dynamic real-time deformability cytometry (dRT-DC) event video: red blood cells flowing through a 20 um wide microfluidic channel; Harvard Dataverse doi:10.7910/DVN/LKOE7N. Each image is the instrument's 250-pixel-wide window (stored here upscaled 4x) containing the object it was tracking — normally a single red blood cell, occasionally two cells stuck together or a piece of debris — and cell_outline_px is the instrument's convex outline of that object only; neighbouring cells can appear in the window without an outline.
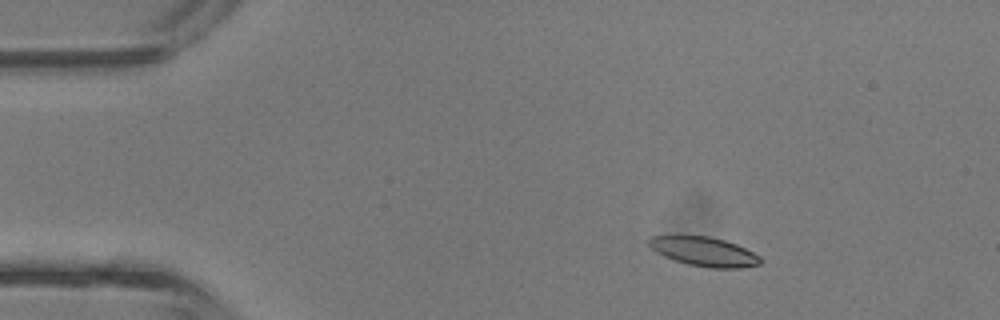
{"species": "common noctule bat (a hibernating species)", "species_latin": "Nyctalus noctula", "temperature_condition": "room temperature", "stored_images_in_passage": 40, "camera_frame_rate_fps": 3000, "um_per_image_px": 0.085, "animal": {"sex": "male", "body_mass_g": 13.3}, "frame": {"image": 1, "passage_image": 5, "time_ms": 1.333, "image_size_px": [1000, 320], "cell_outline_px": [[764, 260], [760, 264], [740, 268], [708, 268], [688, 264], [664, 256], [656, 252], [648, 244], [648, 236], [708, 236], [724, 240], [736, 244], [760, 256]], "centroid_in_image_um": [59.86, 21.39], "position_along_channel_um": 25.1, "area_um2": 18.9}}
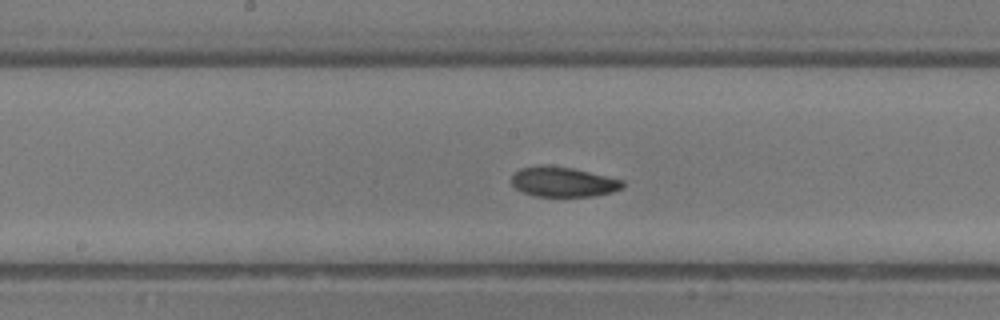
{"frame": {"image": 2, "passage_image": 20, "time_ms": 6.333, "image_size_px": [1000, 320], "cell_outline_px": [[624, 188], [612, 192], [592, 196], [536, 196], [520, 192], [512, 184], [512, 176], [520, 168], [544, 164], [572, 168], [624, 180]], "centroid_in_image_um": [47.87, 15.46], "position_along_channel_um": 200.3, "area_um2": 19.42}}
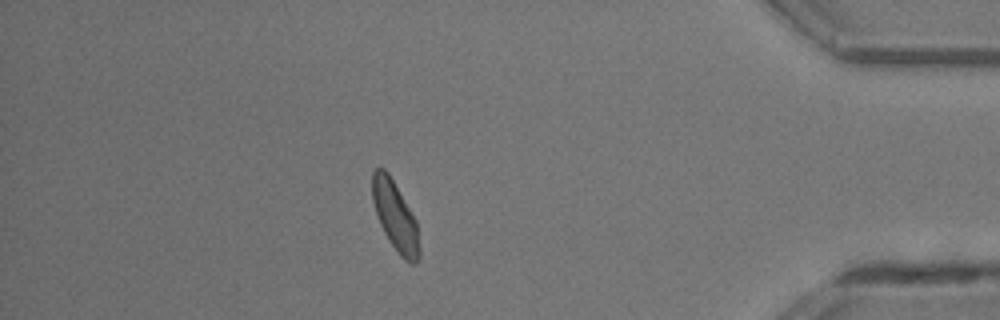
{"frame": {"image": 3, "passage_image": 35, "time_ms": 11.333, "image_size_px": [1000, 320], "cell_outline_px": [[420, 256], [416, 264], [412, 264], [404, 260], [400, 256], [388, 240], [380, 224], [372, 200], [372, 172], [376, 168], [384, 168], [388, 172], [416, 220], [420, 248]], "centroid_in_image_um": [33.6, 18.4], "position_along_channel_um": 401.6, "area_um2": 18.96}, "authors_computed_cell_mechanics": {"area_um2": 19.2185, "velocity_mm_per_s": 4.9093, "shape_relaxation_time_tau1_ms": 2.614, "shape_relaxation_time_tau2_ms": 4.6807, "deformation_change_tau1": 0.0881, "deformation_change_tau2": 0.117}}